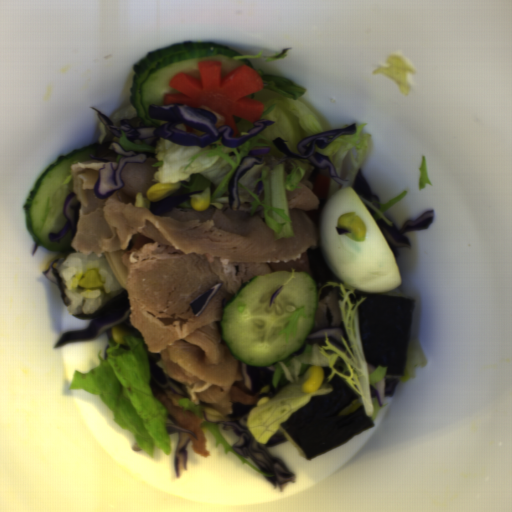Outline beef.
I'll list each match as a JSON object with an SVG mask.
<instances>
[{
	"instance_id": "obj_1",
	"label": "beef",
	"mask_w": 512,
	"mask_h": 512,
	"mask_svg": "<svg viewBox=\"0 0 512 512\" xmlns=\"http://www.w3.org/2000/svg\"><path fill=\"white\" fill-rule=\"evenodd\" d=\"M153 155L144 163L127 162L120 172L122 188L106 199L94 193L101 168L112 163L116 169L122 156L71 164L79 213L70 246L97 257L122 252L128 272L120 283L127 291L130 328L145 351L158 353L156 364L182 385L184 398L201 406L204 420L231 421L234 403L256 407L261 389L247 393L241 360L222 337L223 309L262 274L300 271L312 278L307 252L321 248V212L328 200L312 192L309 177L300 188L286 190L293 236L284 239H276L261 205L251 213L253 196L238 210L225 203L206 211L177 205L152 214L135 201L139 193L147 198L146 191L159 183L153 181L158 169ZM217 283L222 285L195 317L190 303Z\"/></svg>"
},
{
	"instance_id": "obj_2",
	"label": "beef",
	"mask_w": 512,
	"mask_h": 512,
	"mask_svg": "<svg viewBox=\"0 0 512 512\" xmlns=\"http://www.w3.org/2000/svg\"><path fill=\"white\" fill-rule=\"evenodd\" d=\"M318 296L317 312L309 334L328 327H342L345 329L339 308V300L343 292L337 286L316 287ZM346 330V329H345Z\"/></svg>"
}]
</instances>
